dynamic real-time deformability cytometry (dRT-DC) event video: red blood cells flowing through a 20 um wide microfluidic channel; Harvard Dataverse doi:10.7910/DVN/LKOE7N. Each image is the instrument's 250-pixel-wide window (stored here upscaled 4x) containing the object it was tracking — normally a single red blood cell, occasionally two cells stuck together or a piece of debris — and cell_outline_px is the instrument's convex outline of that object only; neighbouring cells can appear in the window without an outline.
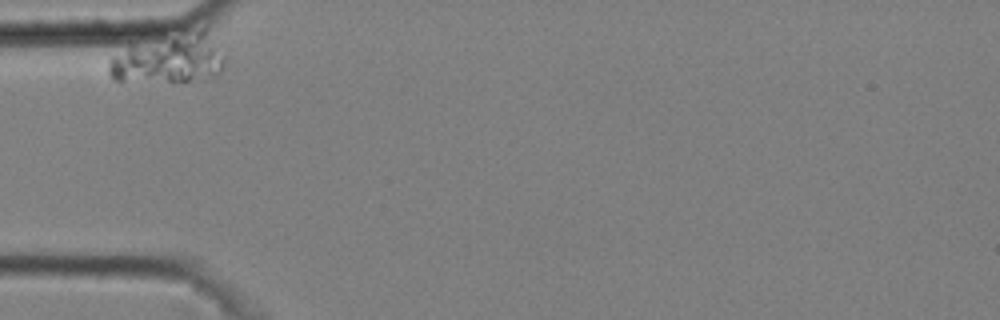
{"species": "common noctule bat (a hibernating species)", "species_latin": "Nyctalus noctula", "temperature_condition": "cold", "stored_images_in_passage": 2, "camera_frame_rate_fps": 3000, "um_per_image_px": 0.085, "animal": {"sex": "male", "body_mass_g": 20.4}, "frame": {"image": 1, "passage_image": 1, "time_ms": 0.0, "image_size_px": [1000, 320], "cell_outline_px": [[224, 60], [220, 72], [216, 76], [172, 84], [112, 80], [108, 72], [108, 64], [112, 56], [128, 44], [204, 24], [208, 24], [224, 56]], "centroid_in_image_um": [14.4, 4.93], "position_along_channel_um": 70.6, "area_um2": 35.72}}